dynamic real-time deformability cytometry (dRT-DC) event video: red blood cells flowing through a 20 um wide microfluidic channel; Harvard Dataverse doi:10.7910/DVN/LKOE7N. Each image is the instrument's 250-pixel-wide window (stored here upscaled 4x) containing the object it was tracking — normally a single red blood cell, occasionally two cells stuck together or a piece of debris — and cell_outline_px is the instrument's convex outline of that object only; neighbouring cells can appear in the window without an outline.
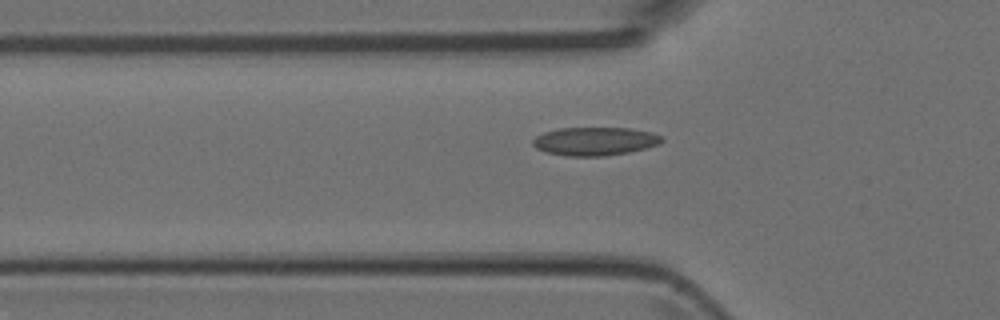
{"species": "Egyptian fruit bat (a non-hibernating species)", "species_latin": "Rousettus aegyptiacus", "temperature_condition": "room temperature", "stored_images_in_passage": 33, "camera_frame_rate_fps": 3000, "um_per_image_px": 0.085, "animal": {"sex": "female"}, "frame": {"image": 1, "passage_image": 4, "time_ms": 1.0, "image_size_px": [1000, 320], "cell_outline_px": [[660, 140], [652, 144], [640, 148], [620, 152], [552, 152], [540, 148], [536, 144], [536, 140], [540, 136], [552, 132], [572, 128], [616, 128], [640, 132], [656, 136]], "centroid_in_image_um": [50.55, 11.93], "position_along_channel_um": 75.3, "area_um2": 17.34}}
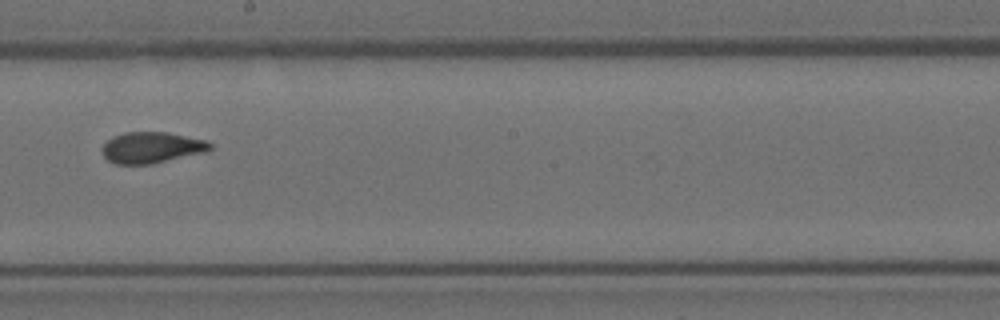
{"frame": {"image": 2, "passage_image": 16, "time_ms": 5.0, "image_size_px": [1000, 320], "cell_outline_px": [[208, 148], [156, 160], [136, 164], [124, 164], [112, 160], [104, 152], [104, 148], [112, 140], [120, 136], [140, 132], [152, 132], [176, 136], [196, 140], [208, 144]], "centroid_in_image_um": [12.72, 12.53], "position_along_channel_um": 235.5, "area_um2": 15.95}}
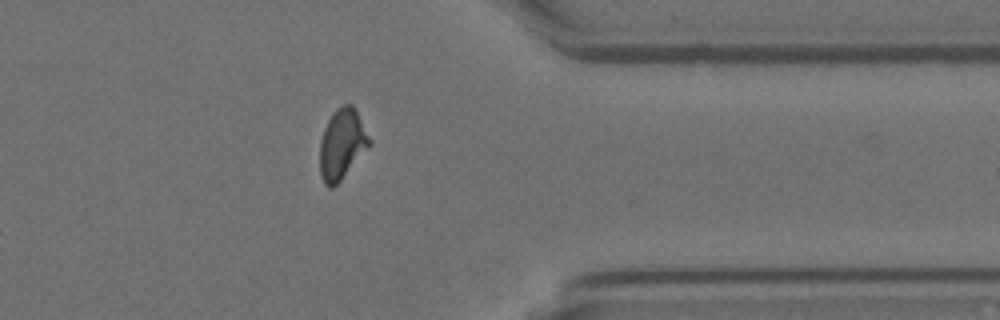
{"frame": {"image": 3, "passage_image": 28, "time_ms": 9.0, "image_size_px": [1000, 320], "cell_outline_px": [[368, 144], [336, 184], [328, 184], [324, 180], [320, 168], [320, 148], [324, 132], [332, 116], [340, 108], [348, 104], [356, 112], [368, 140]], "centroid_in_image_um": [29.02, 12.26], "position_along_channel_um": 382.4, "area_um2": 17.86}}